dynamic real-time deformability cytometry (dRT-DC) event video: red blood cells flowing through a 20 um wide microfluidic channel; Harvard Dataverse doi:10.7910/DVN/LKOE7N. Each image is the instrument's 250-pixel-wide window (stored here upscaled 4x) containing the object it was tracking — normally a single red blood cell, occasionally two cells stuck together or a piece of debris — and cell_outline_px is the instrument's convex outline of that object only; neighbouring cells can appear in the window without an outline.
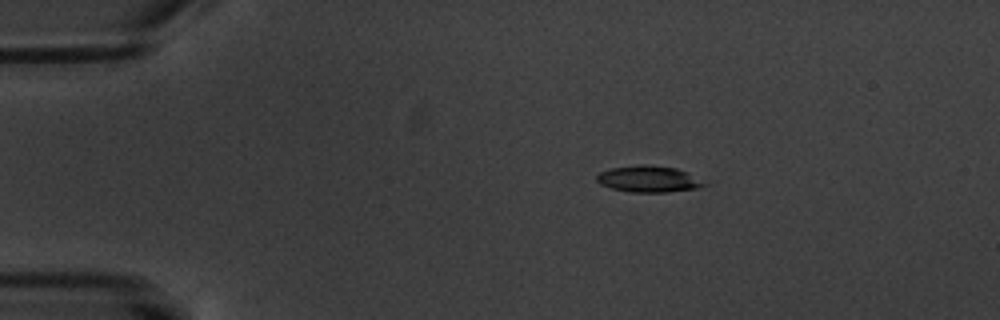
{"species": "common noctule bat (a hibernating species)", "species_latin": "Nyctalus noctula", "temperature_condition": "warm", "stored_images_in_passage": 3, "camera_frame_rate_fps": 3000, "um_per_image_px": 0.085, "animal": {"sex": "male", "body_mass_g": 20.1, "forearm_length_mm": 53.5}, "frame": {"image": 1, "passage_image": 1, "time_ms": 0.0, "image_size_px": [1000, 320], "cell_outline_px": [[712, 184], [696, 188], [668, 192], [632, 192], [612, 188], [600, 184], [596, 180], [596, 176], [600, 172], [612, 168], [640, 164], [644, 164], [676, 168]], "centroid_in_image_um": [55.15, 15.22], "position_along_channel_um": 29.8, "area_um2": 16.47}}